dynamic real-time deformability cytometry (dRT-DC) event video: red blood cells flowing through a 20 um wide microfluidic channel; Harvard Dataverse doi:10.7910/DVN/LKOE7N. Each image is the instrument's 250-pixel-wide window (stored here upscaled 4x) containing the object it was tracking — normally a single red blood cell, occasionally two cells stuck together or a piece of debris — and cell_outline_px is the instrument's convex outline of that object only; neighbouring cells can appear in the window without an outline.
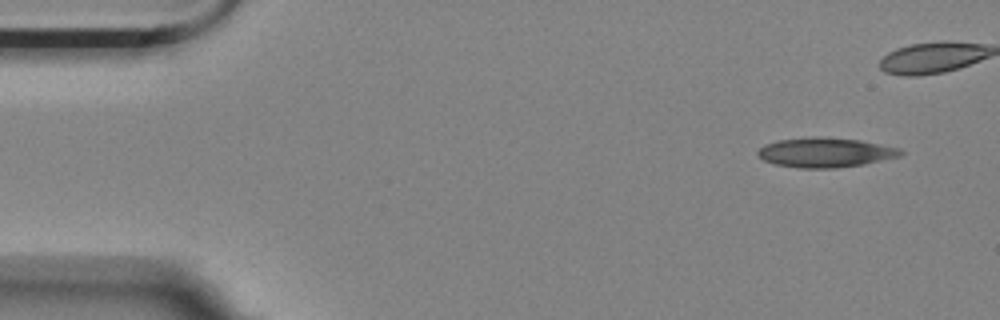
{"species": "Egyptian fruit bat (a non-hibernating species)", "species_latin": "Rousettus aegyptiacus", "temperature_condition": "room temperature", "stored_images_in_passage": 5, "camera_frame_rate_fps": 3000, "um_per_image_px": 0.085, "animal": {"sex": "female"}, "frame": {"image": 1, "passage_image": 1, "time_ms": 0.0, "image_size_px": [1000, 320], "cell_outline_px": [[904, 152], [900, 156], [864, 164], [836, 168], [800, 168], [776, 164], [764, 160], [756, 152], [764, 144], [776, 140], [816, 136], [860, 140], [900, 148]], "centroid_in_image_um": [70.15, 12.95], "position_along_channel_um": 14.8, "area_um2": 24.62}}